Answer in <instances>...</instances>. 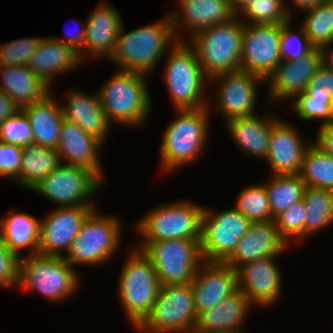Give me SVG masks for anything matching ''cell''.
Returning a JSON list of instances; mask_svg holds the SVG:
<instances>
[{"label": "cell", "mask_w": 333, "mask_h": 333, "mask_svg": "<svg viewBox=\"0 0 333 333\" xmlns=\"http://www.w3.org/2000/svg\"><path fill=\"white\" fill-rule=\"evenodd\" d=\"M167 56L163 78L175 108L199 109L211 105L208 98H203L209 78L189 42L179 41Z\"/></svg>", "instance_id": "5b68a950"}, {"label": "cell", "mask_w": 333, "mask_h": 333, "mask_svg": "<svg viewBox=\"0 0 333 333\" xmlns=\"http://www.w3.org/2000/svg\"><path fill=\"white\" fill-rule=\"evenodd\" d=\"M0 141L20 147L34 143L30 122L21 109L1 123Z\"/></svg>", "instance_id": "b9f144b4"}, {"label": "cell", "mask_w": 333, "mask_h": 333, "mask_svg": "<svg viewBox=\"0 0 333 333\" xmlns=\"http://www.w3.org/2000/svg\"><path fill=\"white\" fill-rule=\"evenodd\" d=\"M107 4H98L85 21L84 59L86 54L97 58L105 56V59H110L114 54L123 20L118 10Z\"/></svg>", "instance_id": "cb8c5ba5"}, {"label": "cell", "mask_w": 333, "mask_h": 333, "mask_svg": "<svg viewBox=\"0 0 333 333\" xmlns=\"http://www.w3.org/2000/svg\"><path fill=\"white\" fill-rule=\"evenodd\" d=\"M324 89L333 98V70L322 65L311 78L306 89Z\"/></svg>", "instance_id": "bcb514c9"}, {"label": "cell", "mask_w": 333, "mask_h": 333, "mask_svg": "<svg viewBox=\"0 0 333 333\" xmlns=\"http://www.w3.org/2000/svg\"><path fill=\"white\" fill-rule=\"evenodd\" d=\"M295 126L278 119L270 130L266 160L273 175L300 174L303 156L310 143H305Z\"/></svg>", "instance_id": "ffe728a7"}, {"label": "cell", "mask_w": 333, "mask_h": 333, "mask_svg": "<svg viewBox=\"0 0 333 333\" xmlns=\"http://www.w3.org/2000/svg\"><path fill=\"white\" fill-rule=\"evenodd\" d=\"M293 100H296L294 111L300 119L323 120L321 124L333 121V98L324 89H306Z\"/></svg>", "instance_id": "74e56055"}, {"label": "cell", "mask_w": 333, "mask_h": 333, "mask_svg": "<svg viewBox=\"0 0 333 333\" xmlns=\"http://www.w3.org/2000/svg\"><path fill=\"white\" fill-rule=\"evenodd\" d=\"M124 30L122 24L114 54L109 59L119 65L121 71L149 75L167 51L183 41L180 36L175 35L170 14L153 24L127 33Z\"/></svg>", "instance_id": "6da1fadb"}, {"label": "cell", "mask_w": 333, "mask_h": 333, "mask_svg": "<svg viewBox=\"0 0 333 333\" xmlns=\"http://www.w3.org/2000/svg\"><path fill=\"white\" fill-rule=\"evenodd\" d=\"M61 105L62 103H57L50 92L40 101L21 109L30 122L34 143L54 149L58 147L64 120Z\"/></svg>", "instance_id": "f546056e"}, {"label": "cell", "mask_w": 333, "mask_h": 333, "mask_svg": "<svg viewBox=\"0 0 333 333\" xmlns=\"http://www.w3.org/2000/svg\"><path fill=\"white\" fill-rule=\"evenodd\" d=\"M251 223L235 208L217 212L204 206L200 239L203 261L223 263Z\"/></svg>", "instance_id": "4fadbf2b"}, {"label": "cell", "mask_w": 333, "mask_h": 333, "mask_svg": "<svg viewBox=\"0 0 333 333\" xmlns=\"http://www.w3.org/2000/svg\"><path fill=\"white\" fill-rule=\"evenodd\" d=\"M331 47H333V42L324 45L321 50L323 53V65H325L328 69L333 70V48Z\"/></svg>", "instance_id": "816d5d0a"}, {"label": "cell", "mask_w": 333, "mask_h": 333, "mask_svg": "<svg viewBox=\"0 0 333 333\" xmlns=\"http://www.w3.org/2000/svg\"><path fill=\"white\" fill-rule=\"evenodd\" d=\"M259 81L265 82L261 77L243 70L218 74L209 79V86L219 84L216 89L215 106L216 111L222 114L226 122L256 114Z\"/></svg>", "instance_id": "9a60e30c"}, {"label": "cell", "mask_w": 333, "mask_h": 333, "mask_svg": "<svg viewBox=\"0 0 333 333\" xmlns=\"http://www.w3.org/2000/svg\"><path fill=\"white\" fill-rule=\"evenodd\" d=\"M103 144L77 124L64 119L56 150L63 164L86 167L102 180L103 170L100 165L99 153ZM65 160H67V163H65Z\"/></svg>", "instance_id": "603a6c76"}, {"label": "cell", "mask_w": 333, "mask_h": 333, "mask_svg": "<svg viewBox=\"0 0 333 333\" xmlns=\"http://www.w3.org/2000/svg\"><path fill=\"white\" fill-rule=\"evenodd\" d=\"M322 65L323 53L321 48L316 47L298 60L281 61L265 80V82L269 81V105L266 107L282 100L296 98L299 94L305 92L311 78Z\"/></svg>", "instance_id": "e0dca14e"}, {"label": "cell", "mask_w": 333, "mask_h": 333, "mask_svg": "<svg viewBox=\"0 0 333 333\" xmlns=\"http://www.w3.org/2000/svg\"><path fill=\"white\" fill-rule=\"evenodd\" d=\"M290 4L297 7V9L299 8L300 10L304 11L310 8H314L315 6H317L320 3H323L327 0H290Z\"/></svg>", "instance_id": "f907efd6"}, {"label": "cell", "mask_w": 333, "mask_h": 333, "mask_svg": "<svg viewBox=\"0 0 333 333\" xmlns=\"http://www.w3.org/2000/svg\"><path fill=\"white\" fill-rule=\"evenodd\" d=\"M285 1L251 0L237 13V17L244 24H284L292 19V12Z\"/></svg>", "instance_id": "8d00e7d4"}, {"label": "cell", "mask_w": 333, "mask_h": 333, "mask_svg": "<svg viewBox=\"0 0 333 333\" xmlns=\"http://www.w3.org/2000/svg\"><path fill=\"white\" fill-rule=\"evenodd\" d=\"M18 110L11 97L0 91V126L7 117L14 115Z\"/></svg>", "instance_id": "681fc988"}, {"label": "cell", "mask_w": 333, "mask_h": 333, "mask_svg": "<svg viewBox=\"0 0 333 333\" xmlns=\"http://www.w3.org/2000/svg\"><path fill=\"white\" fill-rule=\"evenodd\" d=\"M306 215L307 209L302 199L274 219L281 237L288 245L291 244L292 240L301 242V240L305 239Z\"/></svg>", "instance_id": "ab89813d"}, {"label": "cell", "mask_w": 333, "mask_h": 333, "mask_svg": "<svg viewBox=\"0 0 333 333\" xmlns=\"http://www.w3.org/2000/svg\"><path fill=\"white\" fill-rule=\"evenodd\" d=\"M278 119L269 116L268 118L267 116L260 118L255 114L249 117L231 119L226 122V126L234 142L245 153L244 155H252L266 161L270 130Z\"/></svg>", "instance_id": "f1b7e54d"}, {"label": "cell", "mask_w": 333, "mask_h": 333, "mask_svg": "<svg viewBox=\"0 0 333 333\" xmlns=\"http://www.w3.org/2000/svg\"><path fill=\"white\" fill-rule=\"evenodd\" d=\"M243 32L244 23L236 16L223 24L207 27L188 39L209 79L241 70Z\"/></svg>", "instance_id": "277c9868"}, {"label": "cell", "mask_w": 333, "mask_h": 333, "mask_svg": "<svg viewBox=\"0 0 333 333\" xmlns=\"http://www.w3.org/2000/svg\"><path fill=\"white\" fill-rule=\"evenodd\" d=\"M235 209L241 212L251 222L273 221L268 194L264 184L248 185L239 193Z\"/></svg>", "instance_id": "f35d334b"}, {"label": "cell", "mask_w": 333, "mask_h": 333, "mask_svg": "<svg viewBox=\"0 0 333 333\" xmlns=\"http://www.w3.org/2000/svg\"><path fill=\"white\" fill-rule=\"evenodd\" d=\"M179 333H200L199 331L194 330H190V331H185V332H179Z\"/></svg>", "instance_id": "db71d44e"}, {"label": "cell", "mask_w": 333, "mask_h": 333, "mask_svg": "<svg viewBox=\"0 0 333 333\" xmlns=\"http://www.w3.org/2000/svg\"><path fill=\"white\" fill-rule=\"evenodd\" d=\"M68 95L66 106L61 105L64 119L103 143L112 124L102 108L98 91L91 95L72 90Z\"/></svg>", "instance_id": "484cf974"}, {"label": "cell", "mask_w": 333, "mask_h": 333, "mask_svg": "<svg viewBox=\"0 0 333 333\" xmlns=\"http://www.w3.org/2000/svg\"><path fill=\"white\" fill-rule=\"evenodd\" d=\"M303 201L307 209L305 238L333 224V191L306 186Z\"/></svg>", "instance_id": "e575fe53"}, {"label": "cell", "mask_w": 333, "mask_h": 333, "mask_svg": "<svg viewBox=\"0 0 333 333\" xmlns=\"http://www.w3.org/2000/svg\"><path fill=\"white\" fill-rule=\"evenodd\" d=\"M23 159L22 147L0 141V176L18 184Z\"/></svg>", "instance_id": "f6af8a7d"}, {"label": "cell", "mask_w": 333, "mask_h": 333, "mask_svg": "<svg viewBox=\"0 0 333 333\" xmlns=\"http://www.w3.org/2000/svg\"><path fill=\"white\" fill-rule=\"evenodd\" d=\"M42 38L15 39L0 46V65L27 66Z\"/></svg>", "instance_id": "7bdbcfd3"}, {"label": "cell", "mask_w": 333, "mask_h": 333, "mask_svg": "<svg viewBox=\"0 0 333 333\" xmlns=\"http://www.w3.org/2000/svg\"><path fill=\"white\" fill-rule=\"evenodd\" d=\"M81 63L79 54L71 47L53 37H43L27 66L51 88L53 77L60 72L69 73Z\"/></svg>", "instance_id": "4316f807"}, {"label": "cell", "mask_w": 333, "mask_h": 333, "mask_svg": "<svg viewBox=\"0 0 333 333\" xmlns=\"http://www.w3.org/2000/svg\"><path fill=\"white\" fill-rule=\"evenodd\" d=\"M304 18L301 25L310 43L322 48L333 42V1L327 0L314 8L302 11Z\"/></svg>", "instance_id": "d590c367"}, {"label": "cell", "mask_w": 333, "mask_h": 333, "mask_svg": "<svg viewBox=\"0 0 333 333\" xmlns=\"http://www.w3.org/2000/svg\"><path fill=\"white\" fill-rule=\"evenodd\" d=\"M253 305L241 290L222 299L197 316L195 330L200 333H242L243 324Z\"/></svg>", "instance_id": "d4e9b609"}, {"label": "cell", "mask_w": 333, "mask_h": 333, "mask_svg": "<svg viewBox=\"0 0 333 333\" xmlns=\"http://www.w3.org/2000/svg\"><path fill=\"white\" fill-rule=\"evenodd\" d=\"M282 24H244L241 70L266 80L281 62Z\"/></svg>", "instance_id": "5bb4252c"}, {"label": "cell", "mask_w": 333, "mask_h": 333, "mask_svg": "<svg viewBox=\"0 0 333 333\" xmlns=\"http://www.w3.org/2000/svg\"><path fill=\"white\" fill-rule=\"evenodd\" d=\"M209 107L177 110L178 117L163 132L159 153L162 172L177 170L204 151L210 127Z\"/></svg>", "instance_id": "7a4b0ae2"}, {"label": "cell", "mask_w": 333, "mask_h": 333, "mask_svg": "<svg viewBox=\"0 0 333 333\" xmlns=\"http://www.w3.org/2000/svg\"><path fill=\"white\" fill-rule=\"evenodd\" d=\"M287 247L288 243L281 237L274 220L252 222L233 253L223 263L236 270L247 262L279 256Z\"/></svg>", "instance_id": "44dd1931"}, {"label": "cell", "mask_w": 333, "mask_h": 333, "mask_svg": "<svg viewBox=\"0 0 333 333\" xmlns=\"http://www.w3.org/2000/svg\"><path fill=\"white\" fill-rule=\"evenodd\" d=\"M23 159L18 184L32 190L38 183L61 164L56 149L32 143L22 147Z\"/></svg>", "instance_id": "1f68e13d"}, {"label": "cell", "mask_w": 333, "mask_h": 333, "mask_svg": "<svg viewBox=\"0 0 333 333\" xmlns=\"http://www.w3.org/2000/svg\"><path fill=\"white\" fill-rule=\"evenodd\" d=\"M40 222L31 214L11 210L6 218L0 220V236L5 245L19 256L23 248L31 250V255L39 254Z\"/></svg>", "instance_id": "4dcf8cb0"}, {"label": "cell", "mask_w": 333, "mask_h": 333, "mask_svg": "<svg viewBox=\"0 0 333 333\" xmlns=\"http://www.w3.org/2000/svg\"><path fill=\"white\" fill-rule=\"evenodd\" d=\"M119 276L118 294L134 329L151 312L161 287L155 268L141 250L133 247Z\"/></svg>", "instance_id": "8992f818"}, {"label": "cell", "mask_w": 333, "mask_h": 333, "mask_svg": "<svg viewBox=\"0 0 333 333\" xmlns=\"http://www.w3.org/2000/svg\"><path fill=\"white\" fill-rule=\"evenodd\" d=\"M196 321L191 283L161 285L151 312L136 330L142 333H179L194 330Z\"/></svg>", "instance_id": "8fae6325"}, {"label": "cell", "mask_w": 333, "mask_h": 333, "mask_svg": "<svg viewBox=\"0 0 333 333\" xmlns=\"http://www.w3.org/2000/svg\"><path fill=\"white\" fill-rule=\"evenodd\" d=\"M204 206L190 201H175L149 210L137 221L141 242L170 239L200 240Z\"/></svg>", "instance_id": "52a82bcc"}, {"label": "cell", "mask_w": 333, "mask_h": 333, "mask_svg": "<svg viewBox=\"0 0 333 333\" xmlns=\"http://www.w3.org/2000/svg\"><path fill=\"white\" fill-rule=\"evenodd\" d=\"M269 200L271 216L275 219L296 202L303 199L306 184L299 174L271 175L264 184Z\"/></svg>", "instance_id": "d6a6232c"}, {"label": "cell", "mask_w": 333, "mask_h": 333, "mask_svg": "<svg viewBox=\"0 0 333 333\" xmlns=\"http://www.w3.org/2000/svg\"><path fill=\"white\" fill-rule=\"evenodd\" d=\"M317 143L327 154L333 157V121L321 124L318 129Z\"/></svg>", "instance_id": "c3c4849f"}, {"label": "cell", "mask_w": 333, "mask_h": 333, "mask_svg": "<svg viewBox=\"0 0 333 333\" xmlns=\"http://www.w3.org/2000/svg\"><path fill=\"white\" fill-rule=\"evenodd\" d=\"M98 211L95 208L83 221L78 236L64 255L65 261L73 268L77 264H106L118 252L122 240L121 220Z\"/></svg>", "instance_id": "ba28073f"}, {"label": "cell", "mask_w": 333, "mask_h": 333, "mask_svg": "<svg viewBox=\"0 0 333 333\" xmlns=\"http://www.w3.org/2000/svg\"><path fill=\"white\" fill-rule=\"evenodd\" d=\"M102 181L86 167L62 163L32 190L56 203L58 207L95 206L89 200L99 191Z\"/></svg>", "instance_id": "7c38bea8"}, {"label": "cell", "mask_w": 333, "mask_h": 333, "mask_svg": "<svg viewBox=\"0 0 333 333\" xmlns=\"http://www.w3.org/2000/svg\"><path fill=\"white\" fill-rule=\"evenodd\" d=\"M0 80V91L10 96L19 109L50 93L49 85L28 66L0 65Z\"/></svg>", "instance_id": "83f0119b"}, {"label": "cell", "mask_w": 333, "mask_h": 333, "mask_svg": "<svg viewBox=\"0 0 333 333\" xmlns=\"http://www.w3.org/2000/svg\"><path fill=\"white\" fill-rule=\"evenodd\" d=\"M290 19L281 25L280 34V55L281 61H295L308 54L314 46L310 43L305 34L304 28L300 25L297 30L291 28ZM292 29V30H291Z\"/></svg>", "instance_id": "60d3db41"}, {"label": "cell", "mask_w": 333, "mask_h": 333, "mask_svg": "<svg viewBox=\"0 0 333 333\" xmlns=\"http://www.w3.org/2000/svg\"><path fill=\"white\" fill-rule=\"evenodd\" d=\"M299 175L306 186L333 191V157L313 141L304 153Z\"/></svg>", "instance_id": "836d02e7"}, {"label": "cell", "mask_w": 333, "mask_h": 333, "mask_svg": "<svg viewBox=\"0 0 333 333\" xmlns=\"http://www.w3.org/2000/svg\"><path fill=\"white\" fill-rule=\"evenodd\" d=\"M80 278L64 257L27 255L20 261V290L37 291L49 301L60 302L76 293Z\"/></svg>", "instance_id": "9c48e42d"}, {"label": "cell", "mask_w": 333, "mask_h": 333, "mask_svg": "<svg viewBox=\"0 0 333 333\" xmlns=\"http://www.w3.org/2000/svg\"><path fill=\"white\" fill-rule=\"evenodd\" d=\"M233 11L237 14L251 0H229Z\"/></svg>", "instance_id": "f5cc1de1"}, {"label": "cell", "mask_w": 333, "mask_h": 333, "mask_svg": "<svg viewBox=\"0 0 333 333\" xmlns=\"http://www.w3.org/2000/svg\"><path fill=\"white\" fill-rule=\"evenodd\" d=\"M136 248L152 263L161 285L191 283L204 262L200 240L140 242Z\"/></svg>", "instance_id": "30bf717a"}, {"label": "cell", "mask_w": 333, "mask_h": 333, "mask_svg": "<svg viewBox=\"0 0 333 333\" xmlns=\"http://www.w3.org/2000/svg\"><path fill=\"white\" fill-rule=\"evenodd\" d=\"M147 76L118 70L98 89L102 108L111 124L118 122L132 127L147 120L151 109Z\"/></svg>", "instance_id": "3957f363"}, {"label": "cell", "mask_w": 333, "mask_h": 333, "mask_svg": "<svg viewBox=\"0 0 333 333\" xmlns=\"http://www.w3.org/2000/svg\"><path fill=\"white\" fill-rule=\"evenodd\" d=\"M178 11L170 14L176 37L179 29L188 27L190 37L215 24L235 18L229 0H177ZM184 25V28H183ZM182 26V27H181ZM191 30V32H190Z\"/></svg>", "instance_id": "7402d4cb"}, {"label": "cell", "mask_w": 333, "mask_h": 333, "mask_svg": "<svg viewBox=\"0 0 333 333\" xmlns=\"http://www.w3.org/2000/svg\"><path fill=\"white\" fill-rule=\"evenodd\" d=\"M75 21V20H74ZM79 30L76 33L66 34L64 38L60 37H53L54 39L61 41L62 43L66 44L67 46L71 47L75 52L79 54L80 60L83 62L84 60V40L86 35V22L80 23ZM70 33V32H69ZM67 38V39H66Z\"/></svg>", "instance_id": "7dc6e473"}, {"label": "cell", "mask_w": 333, "mask_h": 333, "mask_svg": "<svg viewBox=\"0 0 333 333\" xmlns=\"http://www.w3.org/2000/svg\"><path fill=\"white\" fill-rule=\"evenodd\" d=\"M197 316L238 290L237 272L222 262H203L191 282Z\"/></svg>", "instance_id": "d6986e66"}, {"label": "cell", "mask_w": 333, "mask_h": 333, "mask_svg": "<svg viewBox=\"0 0 333 333\" xmlns=\"http://www.w3.org/2000/svg\"><path fill=\"white\" fill-rule=\"evenodd\" d=\"M21 257L12 252L0 236V287L19 285Z\"/></svg>", "instance_id": "ee69618b"}, {"label": "cell", "mask_w": 333, "mask_h": 333, "mask_svg": "<svg viewBox=\"0 0 333 333\" xmlns=\"http://www.w3.org/2000/svg\"><path fill=\"white\" fill-rule=\"evenodd\" d=\"M276 257L247 262L236 269L238 289L252 305L267 307L278 301L283 283Z\"/></svg>", "instance_id": "ac0fdd59"}, {"label": "cell", "mask_w": 333, "mask_h": 333, "mask_svg": "<svg viewBox=\"0 0 333 333\" xmlns=\"http://www.w3.org/2000/svg\"><path fill=\"white\" fill-rule=\"evenodd\" d=\"M95 206H59L40 219L39 254L64 257Z\"/></svg>", "instance_id": "2e32d148"}]
</instances>
